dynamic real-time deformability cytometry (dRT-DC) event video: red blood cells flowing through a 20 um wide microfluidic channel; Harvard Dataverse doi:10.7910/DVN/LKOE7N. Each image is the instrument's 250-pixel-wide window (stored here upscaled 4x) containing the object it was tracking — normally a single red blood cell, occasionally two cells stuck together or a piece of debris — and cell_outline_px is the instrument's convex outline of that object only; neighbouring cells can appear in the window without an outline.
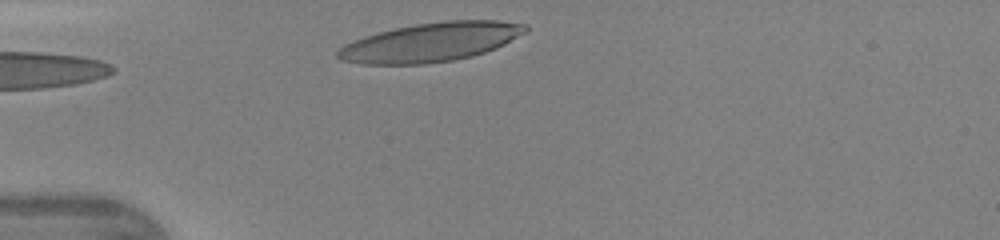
{"species": "human", "species_latin": "Homo sapiens", "temperature_condition": "warm", "stored_images_in_passage": 2, "camera_frame_rate_fps": 3000, "um_per_image_px": 0.085, "donor": {"sex": "female"}, "frame": {"image": 1, "passage_image": 2, "time_ms": 0.333, "image_size_px": [1000, 240], "cell_outline_px": [[528, 32], [496, 48], [472, 56], [452, 60], [424, 64], [360, 64], [340, 60], [336, 56], [336, 52], [344, 44], [364, 36], [396, 28], [416, 24], [444, 20], [496, 20], [528, 24]], "centroid_in_image_um": [36.64, 3.58], "position_along_channel_um": 48.4, "area_um2": 42.66}}